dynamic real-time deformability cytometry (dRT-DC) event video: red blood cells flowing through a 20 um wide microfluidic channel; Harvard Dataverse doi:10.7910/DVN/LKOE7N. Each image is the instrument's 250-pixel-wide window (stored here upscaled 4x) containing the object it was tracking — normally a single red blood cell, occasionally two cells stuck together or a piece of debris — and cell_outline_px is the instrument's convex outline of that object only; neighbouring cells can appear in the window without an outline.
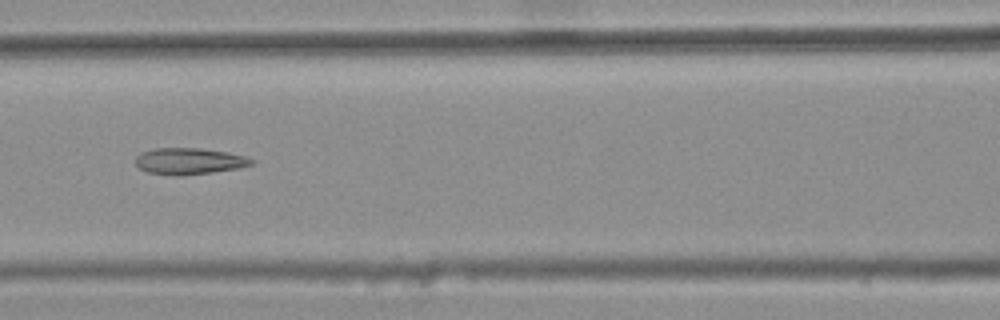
{"species": "common noctule bat (a hibernating species)", "species_latin": "Nyctalus noctula", "temperature_condition": "warm", "stored_images_in_passage": 7, "camera_frame_rate_fps": 3000, "um_per_image_px": 0.085, "animal": {"sex": "female", "body_mass_g": 25.1}, "frame": {"image": 1, "passage_image": 5, "time_ms": 1.333, "image_size_px": [1000, 320], "cell_outline_px": [[256, 164], [240, 168], [212, 172], [180, 176], [176, 176], [148, 172], [140, 168], [136, 164], [136, 156], [144, 152], [156, 148], [200, 148], [228, 152], [244, 156], [256, 160]], "centroid_in_image_um": [16.15, 13.7], "position_along_channel_um": 150.5, "area_um2": 17.92}}
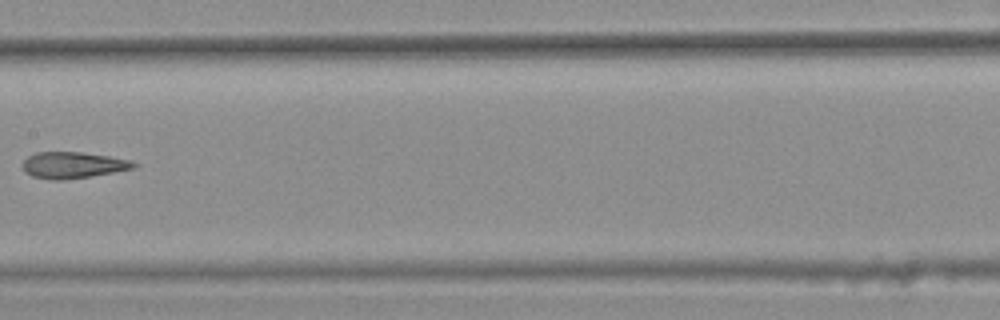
{"frame": {"image": 2, "passage_image": 6, "time_ms": 1.667, "image_size_px": [1000, 320], "cell_outline_px": [[140, 164], [136, 168], [88, 176], [60, 180], [48, 180], [32, 176], [24, 172], [24, 160], [28, 156], [36, 152], [80, 152], [108, 156], [132, 160]], "centroid_in_image_um": [6.22, 14.03], "position_along_channel_um": 201.2, "area_um2": 16.99}}
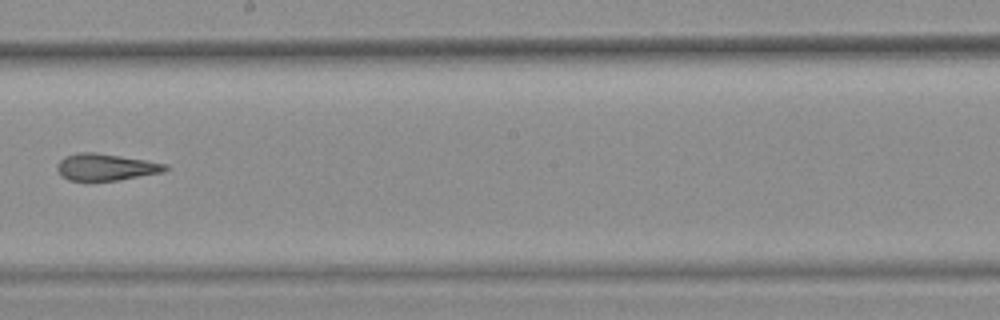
{"frame": {"image": 3, "passage_image": 7, "time_ms": 2.0, "image_size_px": [1000, 320], "cell_outline_px": [[168, 168], [164, 172], [116, 180], [68, 180], [60, 176], [56, 168], [60, 160], [64, 156], [80, 152], [96, 152], [168, 164]], "centroid_in_image_um": [8.96, 14.19], "position_along_channel_um": 239.2, "area_um2": 16.76}}